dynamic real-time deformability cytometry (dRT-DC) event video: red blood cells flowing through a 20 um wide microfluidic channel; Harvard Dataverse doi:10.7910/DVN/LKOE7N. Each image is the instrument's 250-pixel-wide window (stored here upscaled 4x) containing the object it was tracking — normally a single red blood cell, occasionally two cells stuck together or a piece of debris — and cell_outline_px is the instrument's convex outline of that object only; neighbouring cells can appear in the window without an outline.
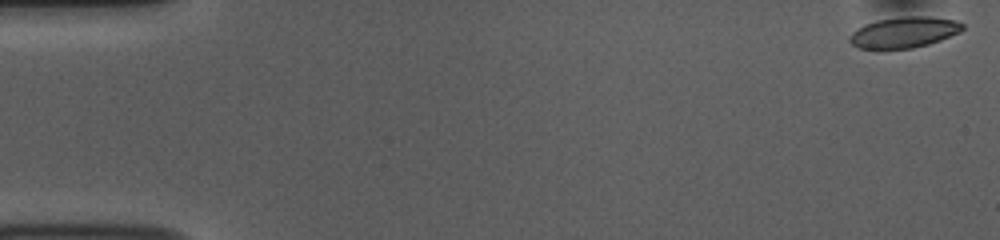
{"species": "common noctule bat (a hibernating species)", "species_latin": "Nyctalus noctula", "temperature_condition": "room temperature", "stored_images_in_passage": 53, "camera_frame_rate_fps": 3000, "um_per_image_px": 0.085, "animal": {"sex": "female", "body_mass_g": 10.0, "forearm_length_mm": 53.1}, "frame": {"image": 1, "passage_image": 1, "time_ms": 0.0, "image_size_px": [1000, 240], "cell_outline_px": [[964, 28], [960, 32], [940, 40], [928, 44], [912, 48], [884, 52], [876, 52], [860, 48], [852, 44], [848, 40], [848, 36], [852, 32], [864, 24], [876, 20], [908, 16], [928, 16], [956, 20], [964, 24]], "centroid_in_image_um": [76.78, 2.79], "position_along_channel_um": 8.2, "area_um2": 21.1}}
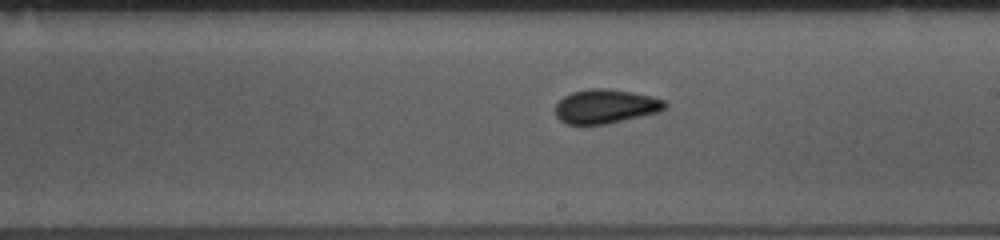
{"frame": {"image": 2, "passage_image": 30, "time_ms": 9.667, "image_size_px": [1000, 240], "cell_outline_px": [[668, 104], [660, 112], [604, 124], [568, 124], [560, 120], [556, 116], [556, 104], [564, 96], [572, 92], [588, 88], [608, 88], [632, 92], [652, 96], [664, 100]], "centroid_in_image_um": [51.48, 9.03], "position_along_channel_um": 237.5, "area_um2": 21.73}}
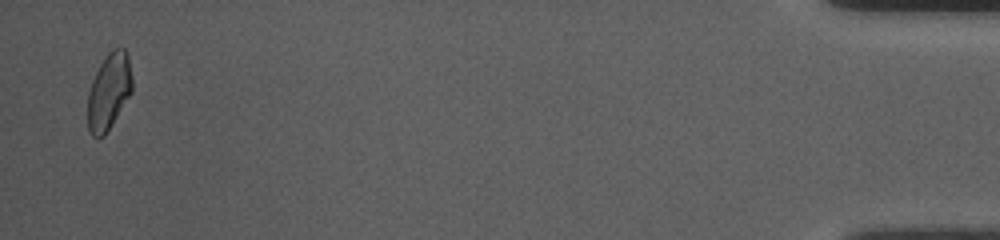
{"frame": {"image": 3, "passage_image": 52, "time_ms": 17.0, "image_size_px": [1000, 240], "cell_outline_px": [[132, 92], [112, 124], [104, 136], [92, 136], [88, 128], [88, 92], [92, 80], [100, 64], [108, 52], [112, 48], [124, 48], [128, 52], [132, 76]], "centroid_in_image_um": [9.27, 7.74], "position_along_channel_um": 425.9, "area_um2": 19.83}, "authors_computed_cell_mechanics": {"area_um2": 21.0392, "velocity_mm_per_s": 3.7548, "shape_relaxation_time_tau1_ms": 5.4949, "shape_relaxation_time_tau2_ms": 1.5288, "deformation_change_tau1": 0.1272, "deformation_change_tau2": 0.0603}}